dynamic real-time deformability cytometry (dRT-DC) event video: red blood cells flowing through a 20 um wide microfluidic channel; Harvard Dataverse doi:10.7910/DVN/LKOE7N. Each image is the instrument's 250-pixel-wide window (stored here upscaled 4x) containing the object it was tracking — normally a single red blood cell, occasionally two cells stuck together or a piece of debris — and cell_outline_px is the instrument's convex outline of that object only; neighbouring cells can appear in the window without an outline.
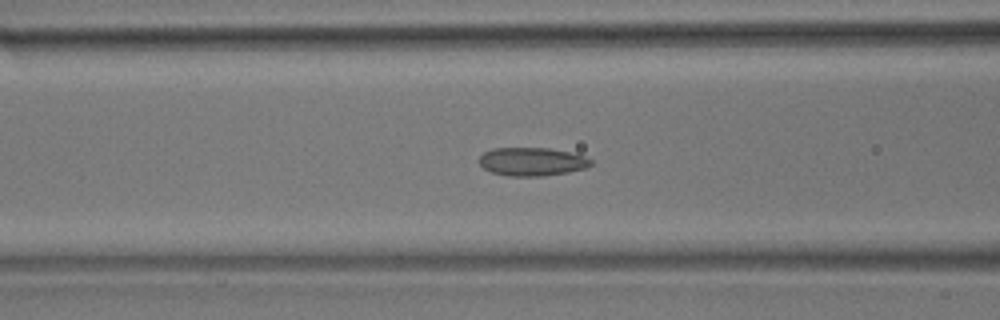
{"species": "common noctule bat (a hibernating species)", "species_latin": "Nyctalus noctula", "temperature_condition": "room temperature", "stored_images_in_passage": 44, "camera_frame_rate_fps": 3000, "um_per_image_px": 0.085, "animal": {"sex": "male", "body_mass_g": 17.9}, "frame": {"image": 1, "passage_image": 12, "time_ms": 3.667, "image_size_px": [1000, 320], "cell_outline_px": [[592, 164], [584, 168], [568, 172], [544, 176], [508, 176], [492, 172], [484, 168], [480, 164], [480, 156], [484, 152], [492, 148], [548, 148], [568, 152], [584, 156], [592, 160]], "centroid_in_image_um": [45.21, 13.74], "position_along_channel_um": 121.4, "area_um2": 18.32}}
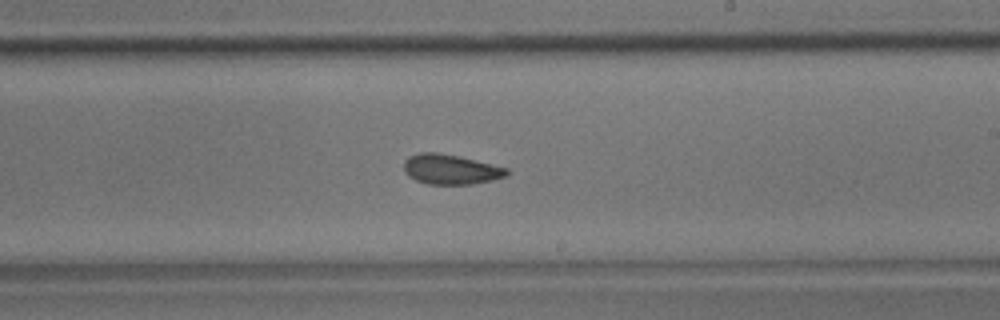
{"frame": {"image": 2, "passage_image": 22, "time_ms": 7.0, "image_size_px": [1000, 320], "cell_outline_px": [[508, 176], [492, 180], [472, 184], [428, 184], [416, 180], [408, 176], [404, 172], [404, 160], [408, 156], [420, 152], [436, 152], [456, 156], [508, 168]], "centroid_in_image_um": [38.27, 14.4], "position_along_channel_um": 250.7, "area_um2": 17.86}}
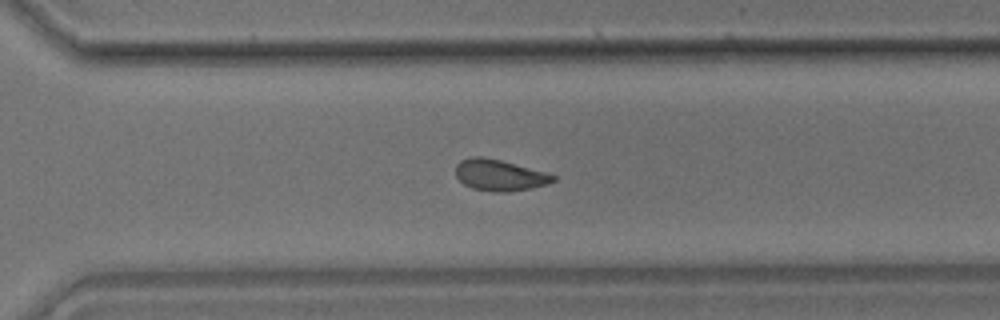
{"frame": {"image": 3, "passage_image": 28, "time_ms": 9.0, "image_size_px": [1000, 320], "cell_outline_px": [[556, 180], [548, 184], [532, 188], [508, 192], [492, 192], [472, 188], [464, 184], [456, 176], [456, 164], [460, 160], [472, 156], [484, 156], [500, 160], [544, 172], [556, 176]], "centroid_in_image_um": [42.44, 14.89], "position_along_channel_um": 328.2, "area_um2": 17.74}, "authors_computed_cell_mechanics": {"area_um2": 17.9469, "velocity_mm_per_s": 3.8779, "shape_relaxation_time_tau1_ms": 4.3869, "shape_relaxation_time_tau2_ms": 1.6877, "deformation_change_tau1": 0.1073, "deformation_change_tau2": 0.0714}}